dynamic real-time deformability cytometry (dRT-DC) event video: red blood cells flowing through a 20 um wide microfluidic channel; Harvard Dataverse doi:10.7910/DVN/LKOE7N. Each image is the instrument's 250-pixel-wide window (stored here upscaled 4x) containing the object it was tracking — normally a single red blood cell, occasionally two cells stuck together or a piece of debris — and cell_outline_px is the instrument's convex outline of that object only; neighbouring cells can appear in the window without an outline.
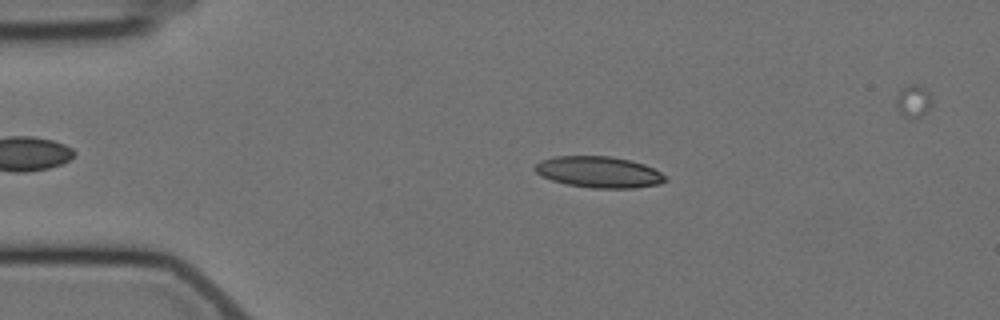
{"species": "Egyptian fruit bat (a non-hibernating species)", "species_latin": "Rousettus aegyptiacus", "temperature_condition": "cold", "stored_images_in_passage": 50, "camera_frame_rate_fps": 3000, "um_per_image_px": 0.085, "animal": {"sex": "female"}, "frame": {"image": 1, "passage_image": 11, "time_ms": 3.333, "image_size_px": [1000, 320], "cell_outline_px": [[668, 180], [660, 184], [632, 188], [592, 188], [568, 184], [552, 180], [540, 176], [532, 168], [540, 160], [552, 156], [608, 156], [628, 160], [644, 164], [668, 176]], "centroid_in_image_um": [50.89, 14.62], "position_along_channel_um": 34.1, "area_um2": 23.81}}
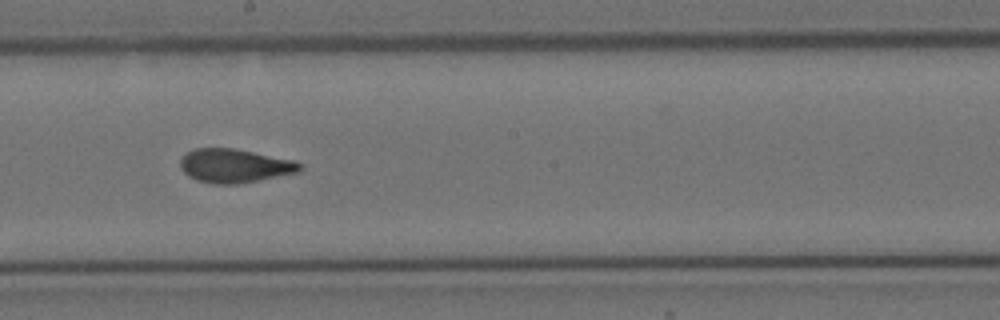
{"frame": {"image": 2, "passage_image": 31, "time_ms": 10.0, "image_size_px": [1000, 320], "cell_outline_px": [[304, 168], [300, 172], [236, 184], [216, 184], [196, 180], [188, 176], [180, 168], [180, 160], [188, 152], [196, 148], [236, 148], [296, 160], [304, 164]], "centroid_in_image_um": [20.0, 14.08], "position_along_channel_um": 228.2, "area_um2": 23.76}}
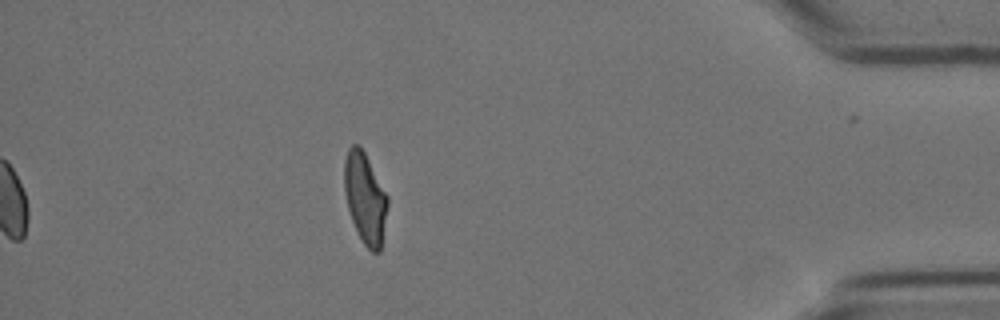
{"frame": {"image": 3, "passage_image": 50, "time_ms": 16.333, "image_size_px": [1000, 320], "cell_outline_px": [[388, 204], [380, 252], [372, 252], [364, 244], [352, 220], [348, 208], [344, 192], [344, 160], [348, 148], [352, 144], [360, 144], [388, 196]], "centroid_in_image_um": [31.02, 16.8], "position_along_channel_um": 404.2, "area_um2": 22.77}, "authors_computed_cell_mechanics": {"area_um2": 23.4379, "velocity_mm_per_s": 3.5136, "shape_relaxation_time_tau1_ms": 11.2784, "shape_relaxation_time_tau2_ms": 1.8839, "deformation_change_tau1": 0.2701, "deformation_change_tau2": 0.0781}}